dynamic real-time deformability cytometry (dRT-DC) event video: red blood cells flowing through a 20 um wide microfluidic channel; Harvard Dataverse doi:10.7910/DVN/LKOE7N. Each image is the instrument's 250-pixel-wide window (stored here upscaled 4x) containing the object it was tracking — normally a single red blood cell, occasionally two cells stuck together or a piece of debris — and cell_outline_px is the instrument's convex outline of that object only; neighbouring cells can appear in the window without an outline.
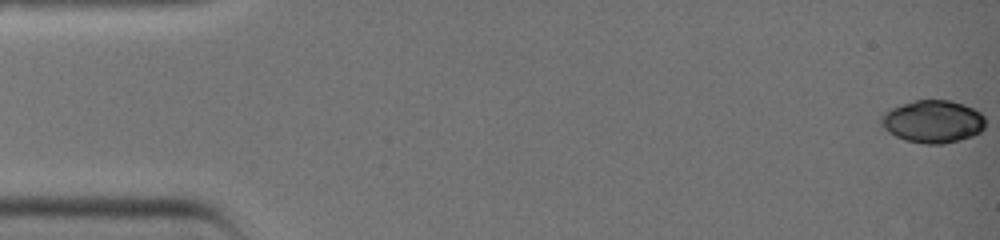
{"species": "common noctule bat (a hibernating species)", "species_latin": "Nyctalus noctula", "temperature_condition": "warm", "stored_images_in_passage": 16, "camera_frame_rate_fps": 3000, "um_per_image_px": 0.085, "animal": {"sex": "female", "body_mass_g": 19.0, "forearm_length_mm": 51.5}, "frame": {"image": 1, "passage_image": 1, "time_ms": 0.0, "image_size_px": [1000, 240], "cell_outline_px": [[984, 128], [980, 132], [972, 136], [960, 140], [944, 144], [924, 144], [904, 140], [888, 132], [880, 124], [880, 116], [884, 112], [892, 108], [916, 100], [952, 100], [964, 104], [980, 112], [984, 116]], "centroid_in_image_um": [79.29, 10.34], "position_along_channel_um": 5.7, "area_um2": 26.01}}
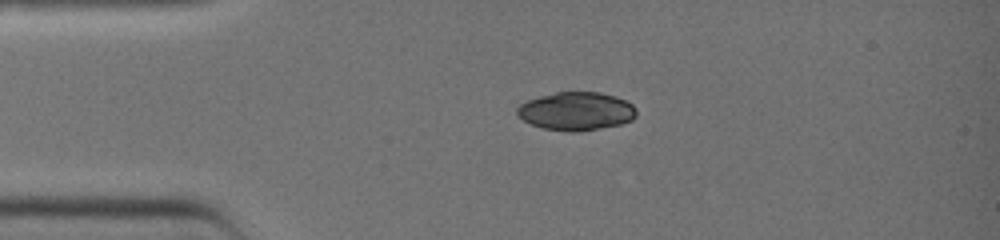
{"frame": {"image": 2, "passage_image": 10, "time_ms": 3.0, "image_size_px": [1000, 240], "cell_outline_px": [[636, 116], [632, 120], [620, 124], [580, 132], [568, 132], [544, 128], [532, 124], [516, 116], [516, 108], [520, 104], [528, 100], [540, 96], [556, 92], [600, 92], [624, 100], [632, 104], [636, 108]], "centroid_in_image_um": [48.96, 9.46], "position_along_channel_um": 36.0, "area_um2": 26.59}}